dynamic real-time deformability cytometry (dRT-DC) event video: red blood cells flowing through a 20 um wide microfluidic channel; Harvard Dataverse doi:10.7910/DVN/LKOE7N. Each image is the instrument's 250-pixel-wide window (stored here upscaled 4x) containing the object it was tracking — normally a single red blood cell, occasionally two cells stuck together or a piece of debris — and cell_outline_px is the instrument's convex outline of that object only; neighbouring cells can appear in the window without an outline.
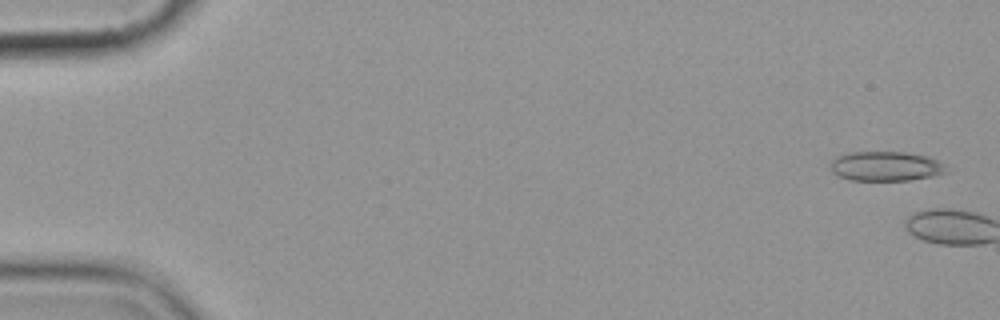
{"species": "common noctule bat (a hibernating species)", "species_latin": "Nyctalus noctula", "temperature_condition": "cold", "stored_images_in_passage": 2, "camera_frame_rate_fps": 3000, "um_per_image_px": 0.085, "animal": {"sex": "female", "body_mass_g": 19.9}, "frame": {"image": 1, "passage_image": 1, "time_ms": 0.0, "image_size_px": [1000, 320], "cell_outline_px": [[944, 172], [932, 176], [908, 180], [848, 180], [832, 172], [832, 160], [836, 156], [852, 152], [904, 152], [928, 156], [944, 164]], "centroid_in_image_um": [75.26, 14.12], "position_along_channel_um": 9.7, "area_um2": 19.65}}